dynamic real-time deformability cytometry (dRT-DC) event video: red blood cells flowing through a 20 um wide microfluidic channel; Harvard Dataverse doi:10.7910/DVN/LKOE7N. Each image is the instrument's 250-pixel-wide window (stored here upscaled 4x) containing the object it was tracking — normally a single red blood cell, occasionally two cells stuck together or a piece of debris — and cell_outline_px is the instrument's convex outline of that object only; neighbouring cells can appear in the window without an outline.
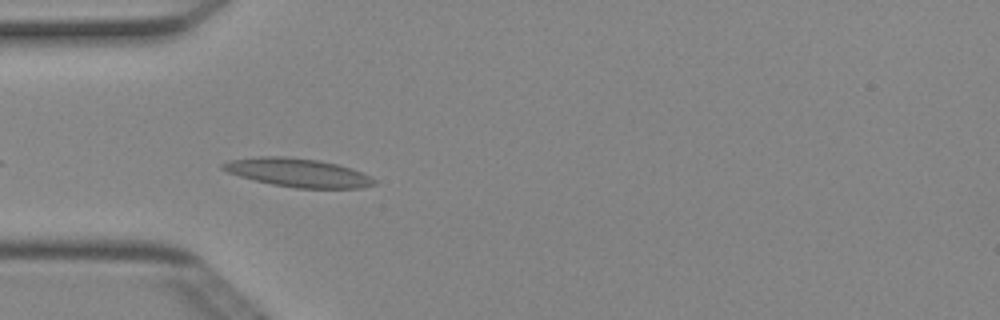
{"species": "Egyptian fruit bat (a non-hibernating species)", "species_latin": "Rousettus aegyptiacus", "temperature_condition": "cold", "stored_images_in_passage": 6, "camera_frame_rate_fps": 3000, "um_per_image_px": 0.085, "animal": {"sex": "female"}, "frame": {"image": 1, "passage_image": 4, "time_ms": 1.0, "image_size_px": [1000, 320], "cell_outline_px": [[376, 184], [360, 188], [296, 188], [272, 184], [240, 176], [228, 172], [220, 168], [220, 164], [228, 160], [256, 156], [284, 156], [320, 160], [336, 164], [360, 172], [376, 180]], "centroid_in_image_um": [25.27, 14.66], "position_along_channel_um": 59.7, "area_um2": 25.03}}
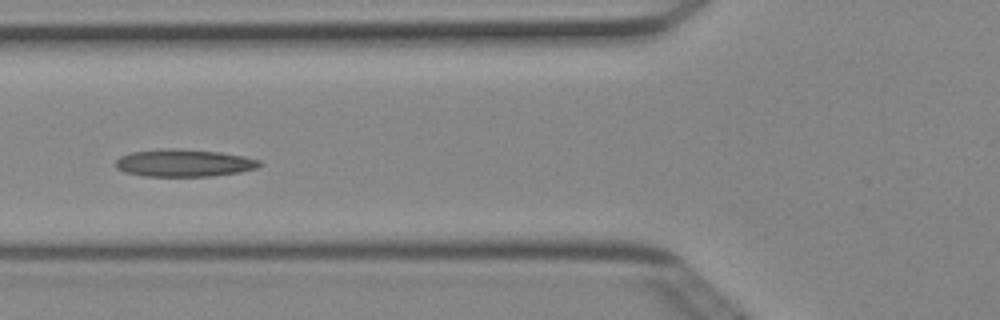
{"frame": {"image": 2, "passage_image": 5, "time_ms": 1.333, "image_size_px": [1000, 320], "cell_outline_px": [[264, 164], [256, 168], [240, 172], [212, 176], [144, 176], [124, 172], [116, 168], [116, 160], [120, 156], [132, 152], [220, 152], [244, 156], [260, 160]], "centroid_in_image_um": [15.71, 13.92], "position_along_channel_um": 110.1, "area_um2": 21.68}}
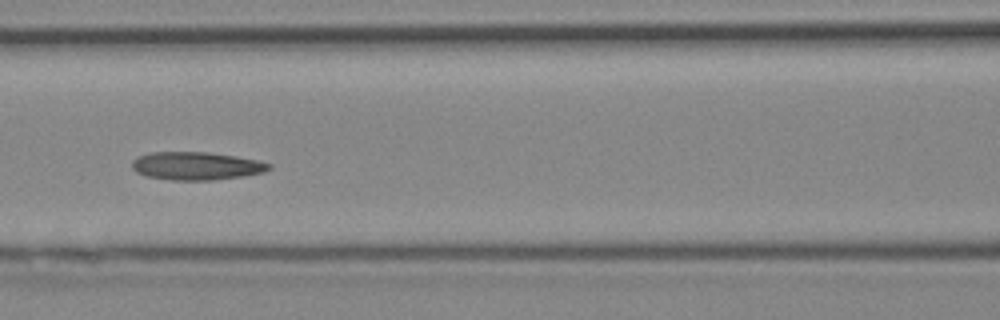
{"frame": {"image": 3, "passage_image": 6, "time_ms": 1.667, "image_size_px": [1000, 320], "cell_outline_px": [[272, 168], [264, 172], [240, 176], [212, 180], [172, 180], [148, 176], [136, 172], [132, 168], [132, 160], [140, 156], [152, 152], [208, 152], [236, 156], [256, 160], [272, 164]], "centroid_in_image_um": [16.69, 14.1], "position_along_channel_um": 149.9, "area_um2": 22.2}}